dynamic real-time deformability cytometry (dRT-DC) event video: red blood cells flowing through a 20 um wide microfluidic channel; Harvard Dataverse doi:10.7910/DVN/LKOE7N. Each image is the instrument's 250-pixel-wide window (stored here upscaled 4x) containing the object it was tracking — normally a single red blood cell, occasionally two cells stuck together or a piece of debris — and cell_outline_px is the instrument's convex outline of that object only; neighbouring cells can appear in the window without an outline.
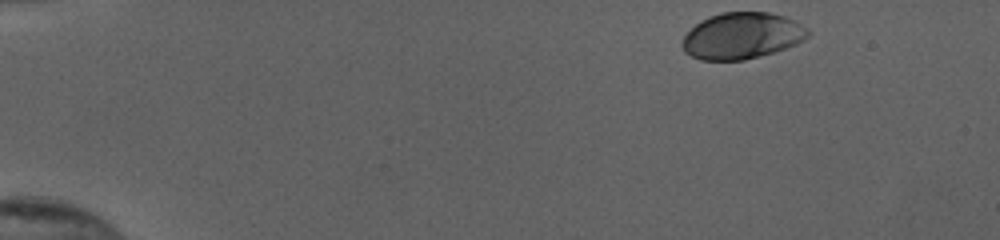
{"species": "human", "species_latin": "Homo sapiens", "temperature_condition": "cold", "stored_images_in_passage": 40, "camera_frame_rate_fps": 3000, "um_per_image_px": 0.085, "donor": {"sex": "female"}, "frame": {"image": 1, "passage_image": 1, "time_ms": 0.0, "image_size_px": [1000, 240], "cell_outline_px": [[812, 32], [804, 40], [796, 44], [772, 52], [744, 60], [700, 60], [684, 52], [680, 44], [684, 36], [696, 24], [720, 12], [768, 12], [784, 16], [796, 20], [808, 28]], "centroid_in_image_um": [63.09, 3.04], "position_along_channel_um": 21.9, "area_um2": 33.93}}
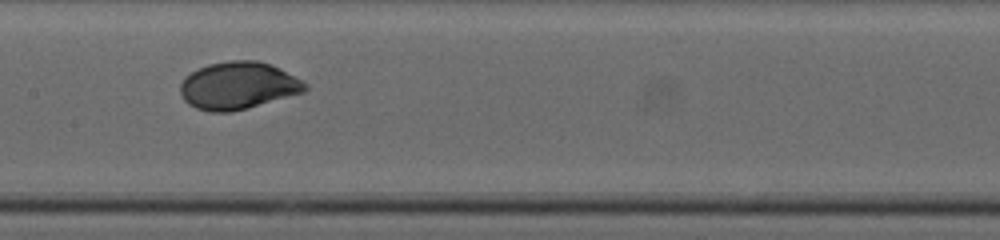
{"frame": {"image": 2, "passage_image": 23, "time_ms": 7.333, "image_size_px": [1000, 240], "cell_outline_px": [[308, 88], [304, 92], [248, 108], [232, 112], [212, 112], [196, 108], [188, 104], [184, 100], [180, 92], [180, 84], [192, 72], [208, 64], [228, 60], [256, 60], [272, 64], [308, 84]], "centroid_in_image_um": [20.25, 7.28], "position_along_channel_um": 187.1, "area_um2": 34.39}}
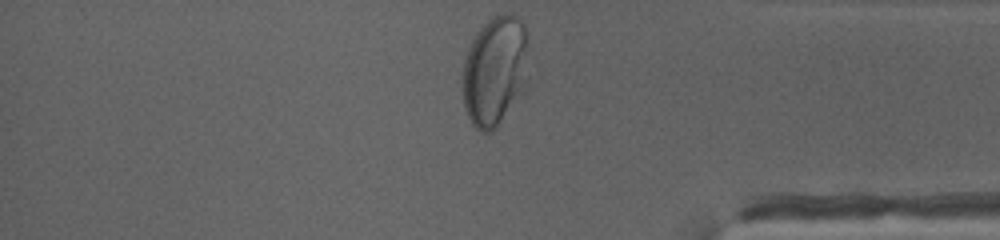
{"frame": {"image": 3, "passage_image": 40, "time_ms": 13.0, "image_size_px": [1000, 240], "cell_outline_px": [[528, 76], [496, 128], [492, 132], [480, 132], [472, 124], [464, 108], [460, 80], [464, 60], [468, 48], [476, 32], [492, 16], [500, 12], [504, 12], [516, 16], [524, 24]], "centroid_in_image_um": [41.98, 5.99], "position_along_channel_um": 393.2, "area_um2": 41.96}, "authors_computed_cell_mechanics": {"area_um2": 34.102, "velocity_mm_per_s": 3.8754, "shape_relaxation_time_tau1_ms": 3.6482, "shape_relaxation_time_tau2_ms": null, "deformation_change_tau1": 0.1707, "deformation_change_tau2": null}}